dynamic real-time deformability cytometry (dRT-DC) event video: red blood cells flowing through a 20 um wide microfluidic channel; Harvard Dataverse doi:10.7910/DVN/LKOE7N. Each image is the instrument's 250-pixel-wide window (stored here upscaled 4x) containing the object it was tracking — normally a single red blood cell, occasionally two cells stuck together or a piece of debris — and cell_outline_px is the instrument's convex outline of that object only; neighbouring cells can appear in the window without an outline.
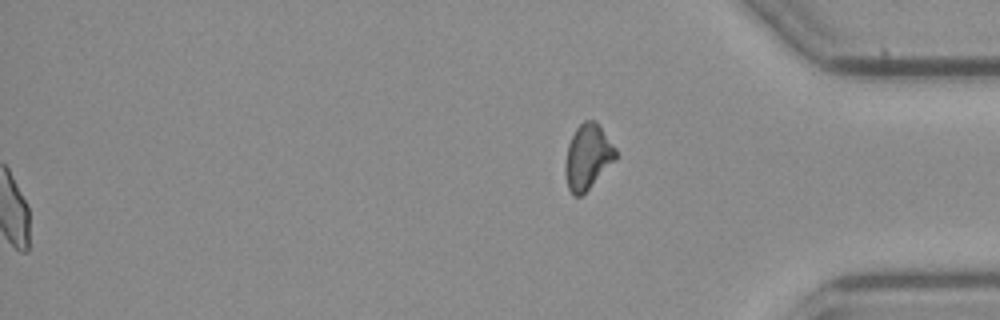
{"species": "common noctule bat (a hibernating species)", "species_latin": "Nyctalus noctula", "temperature_condition": "cold", "stored_images_in_passage": 55, "segment_of_instrument_passage": [2, 2], "camera_frame_rate_fps": 3000, "um_per_image_px": 0.085, "animal": {"sex": "female", "body_mass_g": 21.9}, "frame": {"image": 1, "passage_image": 55, "time_ms": 18.0, "image_size_px": [1000, 320], "cell_outline_px": [[616, 160], [580, 196], [572, 196], [568, 188], [564, 172], [564, 168], [568, 144], [576, 128], [584, 120], [596, 120], [600, 124], [616, 148]], "centroid_in_image_um": [49.95, 13.3], "position_along_channel_um": 385.2, "area_um2": 19.19}}